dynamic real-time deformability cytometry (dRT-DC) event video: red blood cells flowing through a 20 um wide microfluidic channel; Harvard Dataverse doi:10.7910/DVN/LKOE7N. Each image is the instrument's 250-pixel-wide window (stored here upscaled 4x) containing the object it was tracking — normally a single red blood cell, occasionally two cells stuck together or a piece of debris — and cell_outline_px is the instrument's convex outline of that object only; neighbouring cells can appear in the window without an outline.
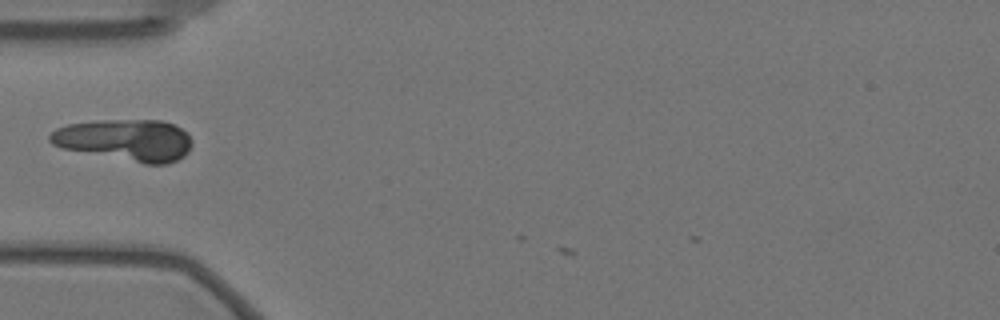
{"species": "Egyptian fruit bat (a non-hibernating species)", "species_latin": "Rousettus aegyptiacus", "temperature_condition": "warm", "stored_images_in_passage": 3, "camera_frame_rate_fps": 3000, "um_per_image_px": 0.085, "animal": {"sex": "female"}, "frame": {"image": 1, "passage_image": 1, "time_ms": 0.0, "image_size_px": [1000, 320], "cell_outline_px": [[192, 144], [188, 152], [184, 156], [168, 164], [144, 164], [60, 148], [52, 144], [48, 140], [48, 136], [56, 128], [68, 124], [104, 120], [160, 120], [172, 124], [180, 128], [192, 140]], "centroid_in_image_um": [10.64, 11.92], "position_along_channel_um": 74.4, "area_um2": 34.56}}